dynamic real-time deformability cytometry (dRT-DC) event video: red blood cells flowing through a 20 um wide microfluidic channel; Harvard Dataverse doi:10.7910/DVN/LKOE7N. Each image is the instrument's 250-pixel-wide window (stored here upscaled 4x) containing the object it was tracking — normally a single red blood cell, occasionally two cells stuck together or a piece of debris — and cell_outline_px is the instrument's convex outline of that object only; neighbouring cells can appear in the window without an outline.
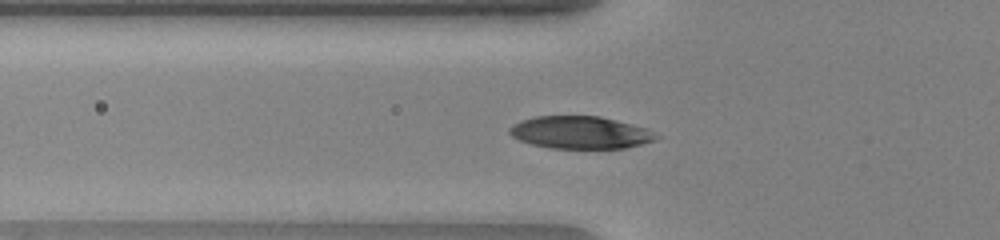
{"species": "human", "species_latin": "Homo sapiens", "temperature_condition": "warm", "stored_images_in_passage": 51, "segment_of_instrument_passage": [1, 2], "camera_frame_rate_fps": 3000, "um_per_image_px": 0.085, "donor": {"sex": "female"}, "frame": {"image": 1, "passage_image": 17, "time_ms": 5.333, "image_size_px": [1000, 240], "cell_outline_px": [[660, 136], [656, 140], [624, 148], [552, 148], [532, 144], [520, 140], [512, 136], [508, 132], [508, 128], [512, 124], [520, 120], [536, 116], [600, 116], [648, 128]], "centroid_in_image_um": [49.32, 11.25], "position_along_channel_um": 76.5, "area_um2": 27.8}}
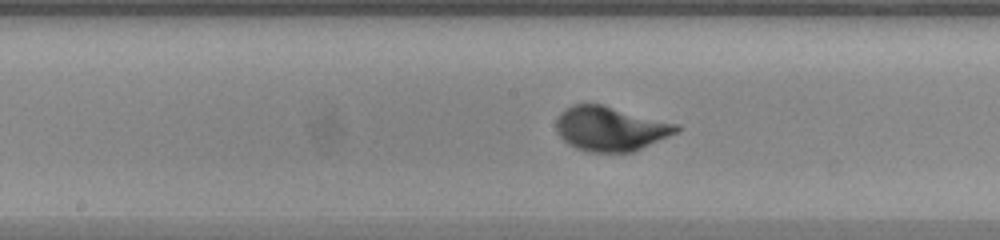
{"frame": {"image": 2, "passage_image": 26, "time_ms": 8.333, "image_size_px": [1000, 240], "cell_outline_px": [[680, 132], [632, 152], [588, 152], [576, 148], [568, 144], [556, 132], [556, 120], [560, 112], [564, 108], [572, 104], [600, 104], [680, 124]], "centroid_in_image_um": [51.89, 10.94], "position_along_channel_um": 196.3, "area_um2": 31.39}}
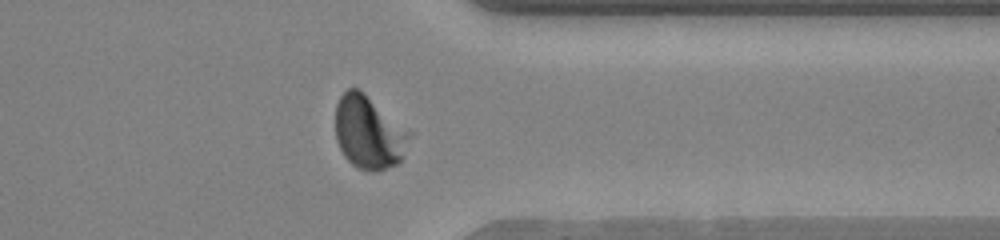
{"frame": {"image": 3, "passage_image": 40, "time_ms": 13.0, "image_size_px": [1000, 240], "cell_outline_px": [[400, 160], [396, 164], [376, 172], [368, 172], [356, 168], [344, 156], [336, 140], [336, 104], [340, 96], [348, 88], [356, 88], [364, 92], [396, 136], [400, 156]], "centroid_in_image_um": [30.98, 11.33], "position_along_channel_um": 380.4, "area_um2": 27.17}}